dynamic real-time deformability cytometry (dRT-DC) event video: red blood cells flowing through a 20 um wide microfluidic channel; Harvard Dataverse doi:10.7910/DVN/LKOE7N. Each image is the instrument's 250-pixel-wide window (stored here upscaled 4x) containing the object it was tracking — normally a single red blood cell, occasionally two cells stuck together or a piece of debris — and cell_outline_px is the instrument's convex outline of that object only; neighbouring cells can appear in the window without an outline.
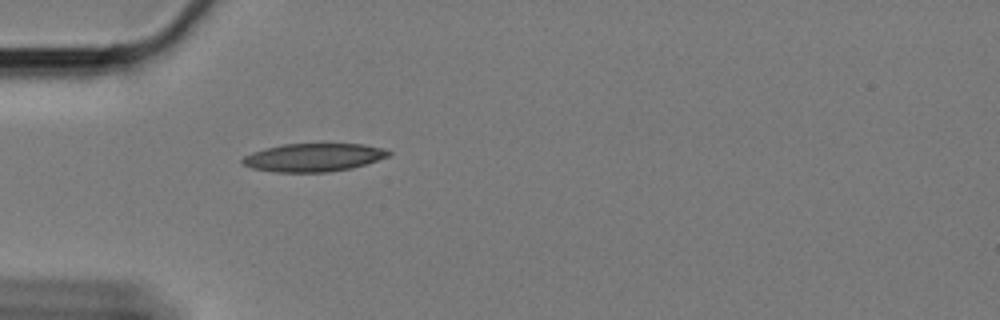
{"species": "Egyptian fruit bat (a non-hibernating species)", "species_latin": "Rousettus aegyptiacus", "temperature_condition": "cold", "stored_images_in_passage": 35, "camera_frame_rate_fps": 3000, "um_per_image_px": 0.085, "animal": {"sex": "female"}, "frame": {"image": 1, "passage_image": 1, "time_ms": 0.0, "image_size_px": [1000, 320], "cell_outline_px": [[392, 152], [388, 156], [352, 168], [328, 172], [276, 172], [252, 168], [244, 164], [240, 160], [244, 156], [252, 152], [264, 148], [284, 144], [360, 144], [380, 148]], "centroid_in_image_um": [26.6, 13.38], "position_along_channel_um": 58.4, "area_um2": 23.7}}
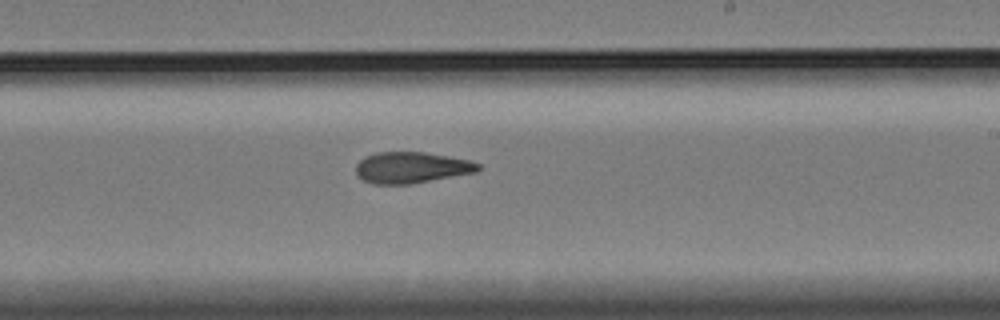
{"frame": {"image": 2, "passage_image": 19, "time_ms": 6.0, "image_size_px": [1000, 320], "cell_outline_px": [[480, 168], [476, 172], [412, 184], [372, 184], [364, 180], [356, 172], [356, 164], [364, 156], [376, 152], [424, 152], [448, 156], [468, 160], [480, 164]], "centroid_in_image_um": [34.96, 14.24], "position_along_channel_um": 254.0, "area_um2": 22.2}}
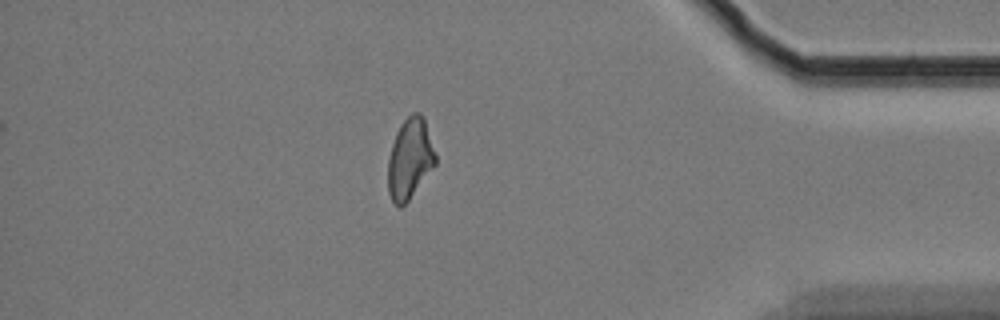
{"frame": {"image": 3, "passage_image": 35, "time_ms": 11.333, "image_size_px": [1000, 320], "cell_outline_px": [[436, 164], [408, 200], [400, 208], [392, 200], [388, 192], [388, 160], [392, 144], [396, 132], [400, 124], [412, 112], [420, 112], [424, 116], [436, 156]], "centroid_in_image_um": [34.84, 13.46], "position_along_channel_um": 400.4, "area_um2": 22.2}, "authors_computed_cell_mechanics": {"area_um2": 22.831, "velocity_mm_per_s": 3.3411, "shape_relaxation_time_tau1_ms": 7.0776, "shape_relaxation_time_tau2_ms": 4.5959, "deformation_change_tau1": 0.1703, "deformation_change_tau2": 0.112}}